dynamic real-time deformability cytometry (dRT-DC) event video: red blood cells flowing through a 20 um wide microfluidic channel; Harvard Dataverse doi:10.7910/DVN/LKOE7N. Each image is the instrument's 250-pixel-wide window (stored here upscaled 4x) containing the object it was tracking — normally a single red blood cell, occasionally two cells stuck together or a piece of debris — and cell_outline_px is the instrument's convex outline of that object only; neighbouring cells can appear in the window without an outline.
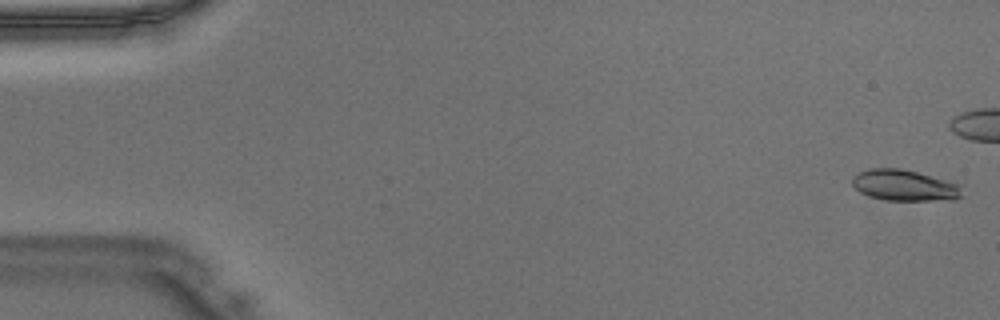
{"species": "Egyptian fruit bat (a non-hibernating species)", "species_latin": "Rousettus aegyptiacus", "temperature_condition": "warm", "stored_images_in_passage": 47, "camera_frame_rate_fps": 3000, "um_per_image_px": 0.085, "animal": {"sex": "male"}, "frame": {"image": 1, "passage_image": 1, "time_ms": 0.0, "image_size_px": [1000, 320], "cell_outline_px": [[964, 196], [952, 200], [884, 200], [868, 196], [860, 192], [852, 184], [852, 176], [868, 168], [900, 168], [916, 172], [944, 180], [956, 184]], "centroid_in_image_um": [76.82, 15.76], "position_along_channel_um": 8.2, "area_um2": 19.65}}
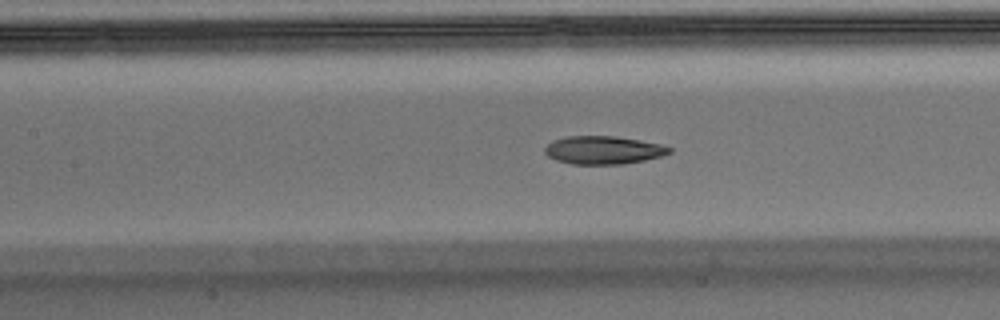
{"frame": {"image": 2, "passage_image": 21, "time_ms": 6.667, "image_size_px": [1000, 320], "cell_outline_px": [[672, 152], [660, 156], [644, 160], [624, 164], [572, 164], [556, 160], [548, 156], [544, 152], [544, 148], [552, 140], [568, 136], [616, 136], [640, 140], [660, 144], [672, 148]], "centroid_in_image_um": [51.27, 12.75], "position_along_channel_um": 156.1, "area_um2": 20.4}}